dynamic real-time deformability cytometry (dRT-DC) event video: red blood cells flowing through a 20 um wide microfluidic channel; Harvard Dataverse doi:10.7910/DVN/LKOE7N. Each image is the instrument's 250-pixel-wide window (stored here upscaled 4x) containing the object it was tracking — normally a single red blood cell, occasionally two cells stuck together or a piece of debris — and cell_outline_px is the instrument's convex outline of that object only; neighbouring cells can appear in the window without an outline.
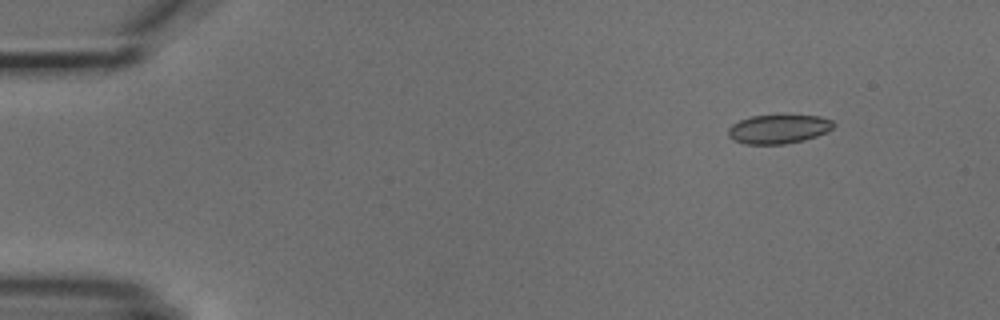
{"species": "common noctule bat (a hibernating species)", "species_latin": "Nyctalus noctula", "temperature_condition": "cold", "stored_images_in_passage": 5, "camera_frame_rate_fps": 3000, "um_per_image_px": 0.085, "animal": {"sex": "male", "body_mass_g": 18.8}, "frame": {"image": 1, "passage_image": 2, "time_ms": 1.333, "image_size_px": [1000, 320], "cell_outline_px": [[836, 124], [828, 132], [804, 140], [784, 144], [744, 144], [732, 140], [728, 136], [728, 128], [732, 124], [740, 120], [752, 116], [820, 116], [832, 120]], "centroid_in_image_um": [66.17, 10.98], "position_along_channel_um": 18.8, "area_um2": 17.74}}